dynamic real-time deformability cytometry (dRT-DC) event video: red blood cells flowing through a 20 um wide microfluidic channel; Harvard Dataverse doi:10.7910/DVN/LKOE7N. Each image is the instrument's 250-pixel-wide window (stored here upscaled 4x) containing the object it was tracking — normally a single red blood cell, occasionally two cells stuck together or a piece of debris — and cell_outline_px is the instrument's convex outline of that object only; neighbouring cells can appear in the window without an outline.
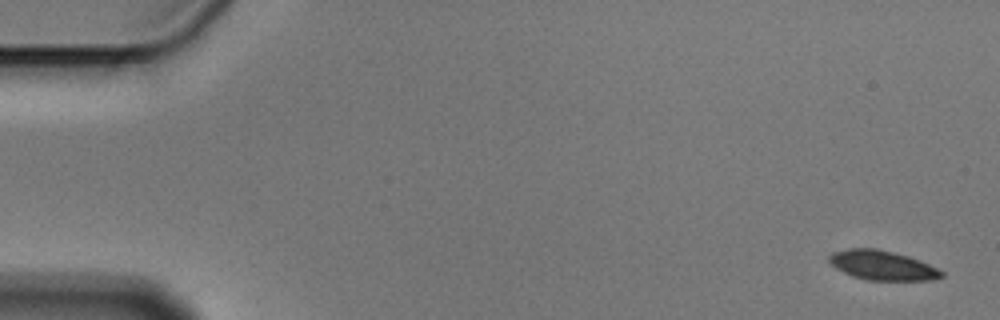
{"species": "Egyptian fruit bat (a non-hibernating species)", "species_latin": "Rousettus aegyptiacus", "temperature_condition": "cold", "stored_images_in_passage": 4, "camera_frame_rate_fps": 3000, "um_per_image_px": 0.085, "animal": {"sex": "male"}, "frame": {"image": 1, "passage_image": 1, "time_ms": 0.0, "image_size_px": [1000, 320], "cell_outline_px": [[944, 276], [932, 280], [868, 280], [852, 276], [836, 268], [828, 260], [828, 256], [832, 252], [848, 248], [876, 248], [908, 256], [920, 260], [944, 272]], "centroid_in_image_um": [74.98, 22.55], "position_along_channel_um": 10.0, "area_um2": 19.25}}
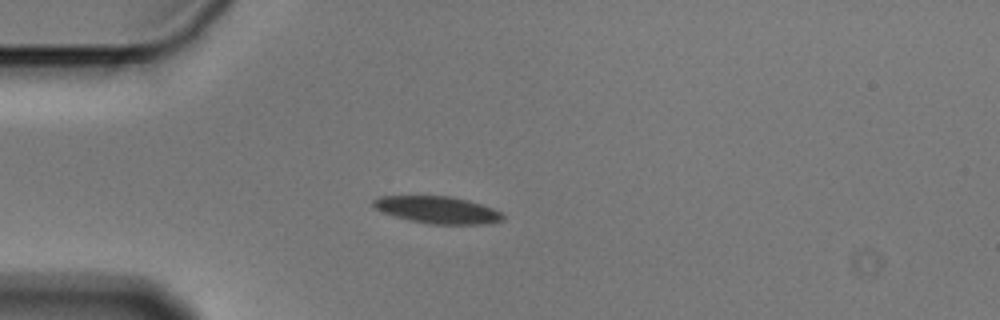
{"frame": {"image": 2, "passage_image": 4, "time_ms": 1.0, "image_size_px": [1000, 320], "cell_outline_px": [[504, 220], [488, 224], [432, 224], [408, 220], [392, 216], [376, 208], [372, 204], [372, 200], [380, 196], [448, 196], [468, 200], [492, 208], [500, 212], [504, 216]], "centroid_in_image_um": [37.18, 17.84], "position_along_channel_um": 47.8, "area_um2": 20.4}}